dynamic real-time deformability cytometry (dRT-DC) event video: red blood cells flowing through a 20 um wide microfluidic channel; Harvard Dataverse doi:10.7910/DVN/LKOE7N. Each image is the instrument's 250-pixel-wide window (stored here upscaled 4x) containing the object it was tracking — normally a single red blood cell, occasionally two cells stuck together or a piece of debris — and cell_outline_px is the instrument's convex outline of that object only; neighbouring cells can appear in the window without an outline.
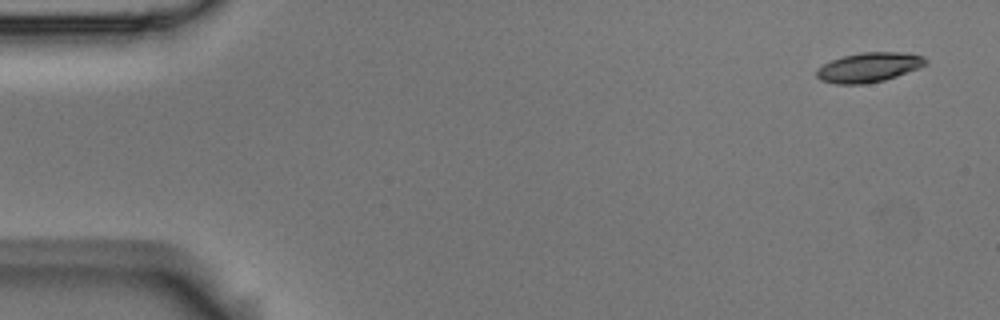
{"species": "Egyptian fruit bat (a non-hibernating species)", "species_latin": "Rousettus aegyptiacus", "temperature_condition": "room temperature", "stored_images_in_passage": 4, "camera_frame_rate_fps": 3000, "um_per_image_px": 0.085, "animal": {"sex": "male"}, "frame": {"image": 1, "passage_image": 1, "time_ms": 0.0, "image_size_px": [1000, 320], "cell_outline_px": [[928, 64], [920, 68], [884, 80], [864, 84], [836, 84], [820, 80], [816, 76], [816, 68], [832, 60], [844, 56], [860, 52], [908, 52], [924, 56], [928, 60]], "centroid_in_image_um": [73.89, 5.71], "position_along_channel_um": 11.1, "area_um2": 19.02}}
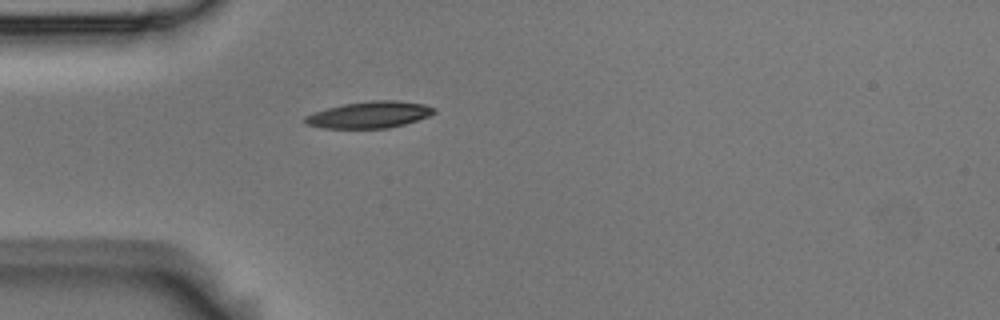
{"frame": {"image": 2, "passage_image": 4, "time_ms": 1.0, "image_size_px": [1000, 320], "cell_outline_px": [[436, 112], [428, 116], [404, 124], [388, 128], [324, 128], [308, 124], [304, 120], [304, 116], [312, 112], [344, 104], [372, 100], [396, 100], [424, 104], [436, 108]], "centroid_in_image_um": [31.41, 9.74], "position_along_channel_um": 53.6, "area_um2": 19.88}}